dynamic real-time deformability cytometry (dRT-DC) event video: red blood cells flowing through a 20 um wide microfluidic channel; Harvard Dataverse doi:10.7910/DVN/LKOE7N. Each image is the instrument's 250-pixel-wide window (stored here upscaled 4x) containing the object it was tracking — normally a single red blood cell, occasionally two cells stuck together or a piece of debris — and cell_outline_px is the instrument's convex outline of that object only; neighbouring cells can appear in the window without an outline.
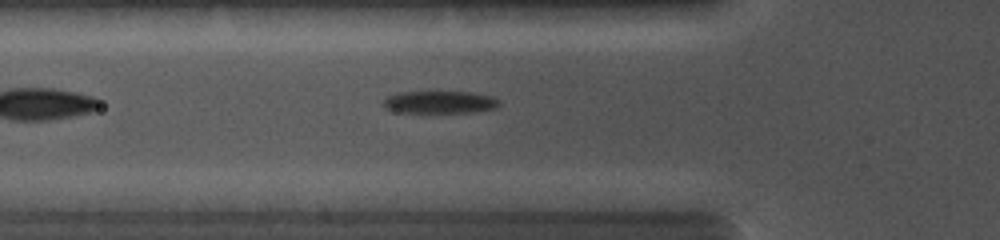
{"species": "common noctule bat (a hibernating species)", "species_latin": "Nyctalus noctula", "temperature_condition": "cold", "stored_images_in_passage": 15, "camera_frame_rate_fps": 5000, "um_per_image_px": 0.085, "animal": {"sex": "female", "body_mass_g": 19.0, "forearm_length_mm": 56.7}, "frame": {"image": 1, "passage_image": 2, "time_ms": 0.4, "image_size_px": [1000, 240], "cell_outline_px": [[500, 104], [496, 108], [472, 112], [396, 112], [384, 108], [384, 100], [388, 96], [400, 92], [472, 92], [492, 96], [500, 100]], "centroid_in_image_um": [37.4, 8.68], "position_along_channel_um": 88.4, "area_um2": 15.09}}